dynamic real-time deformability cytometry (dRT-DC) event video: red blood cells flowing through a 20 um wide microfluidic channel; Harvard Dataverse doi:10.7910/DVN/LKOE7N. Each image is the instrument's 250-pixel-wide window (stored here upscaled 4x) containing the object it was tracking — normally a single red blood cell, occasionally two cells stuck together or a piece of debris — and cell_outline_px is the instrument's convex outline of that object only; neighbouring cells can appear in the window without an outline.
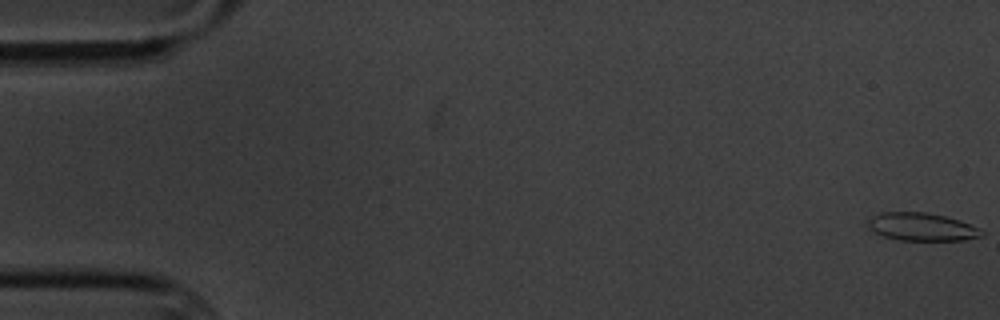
{"species": "common noctule bat (a hibernating species)", "species_latin": "Nyctalus noctula", "temperature_condition": "cold", "stored_images_in_passage": 5, "camera_frame_rate_fps": 3000, "um_per_image_px": 0.085, "animal": {"sex": "male", "body_mass_g": 20.1, "forearm_length_mm": 53.5}, "frame": {"image": 1, "passage_image": 1, "time_ms": 0.0, "image_size_px": [1000, 320], "cell_outline_px": [[984, 236], [964, 240], [896, 240], [880, 236], [868, 228], [868, 220], [872, 216], [880, 212], [928, 212], [960, 220], [984, 232]], "centroid_in_image_um": [78.3, 19.29], "position_along_channel_um": 6.7, "area_um2": 18.61}}
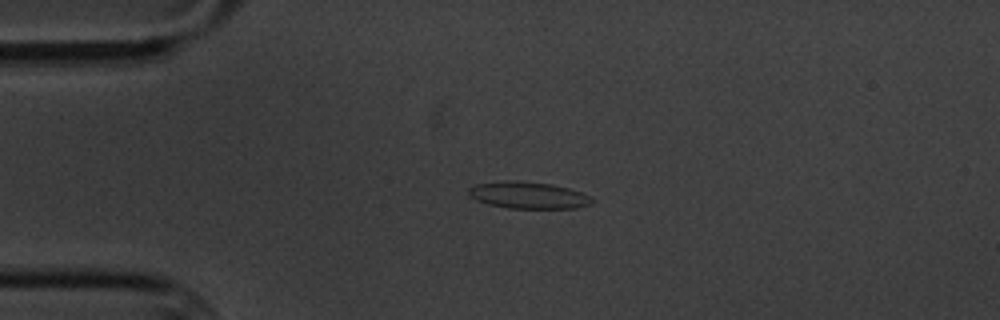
{"frame": {"image": 2, "passage_image": 4, "time_ms": 4.333, "image_size_px": [1000, 320], "cell_outline_px": [[596, 200], [592, 204], [576, 208], [508, 208], [488, 204], [476, 200], [468, 196], [468, 188], [476, 184], [504, 180], [512, 180], [552, 184], [568, 188], [580, 192]], "centroid_in_image_um": [44.88, 16.59], "position_along_channel_um": 40.1, "area_um2": 19.36}}